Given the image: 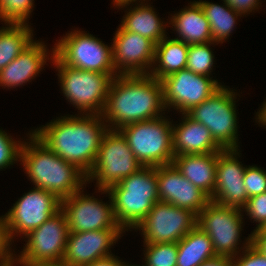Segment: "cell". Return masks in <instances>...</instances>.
Wrapping results in <instances>:
<instances>
[{"mask_svg":"<svg viewBox=\"0 0 266 266\" xmlns=\"http://www.w3.org/2000/svg\"><path fill=\"white\" fill-rule=\"evenodd\" d=\"M155 46L150 39L128 32L120 25L111 45L115 71L120 69V75L149 74L148 70L154 63Z\"/></svg>","mask_w":266,"mask_h":266,"instance_id":"obj_16","label":"cell"},{"mask_svg":"<svg viewBox=\"0 0 266 266\" xmlns=\"http://www.w3.org/2000/svg\"><path fill=\"white\" fill-rule=\"evenodd\" d=\"M242 211L210 201L197 215V226L210 237L217 256H237Z\"/></svg>","mask_w":266,"mask_h":266,"instance_id":"obj_11","label":"cell"},{"mask_svg":"<svg viewBox=\"0 0 266 266\" xmlns=\"http://www.w3.org/2000/svg\"><path fill=\"white\" fill-rule=\"evenodd\" d=\"M229 4L236 12L250 14L255 9H258L259 0H223Z\"/></svg>","mask_w":266,"mask_h":266,"instance_id":"obj_37","label":"cell"},{"mask_svg":"<svg viewBox=\"0 0 266 266\" xmlns=\"http://www.w3.org/2000/svg\"><path fill=\"white\" fill-rule=\"evenodd\" d=\"M21 266H70L63 261L58 262H40L32 265H21Z\"/></svg>","mask_w":266,"mask_h":266,"instance_id":"obj_42","label":"cell"},{"mask_svg":"<svg viewBox=\"0 0 266 266\" xmlns=\"http://www.w3.org/2000/svg\"><path fill=\"white\" fill-rule=\"evenodd\" d=\"M244 254L235 260V257L232 258L234 266H266V257L258 252L251 245V236L246 239L244 244Z\"/></svg>","mask_w":266,"mask_h":266,"instance_id":"obj_36","label":"cell"},{"mask_svg":"<svg viewBox=\"0 0 266 266\" xmlns=\"http://www.w3.org/2000/svg\"><path fill=\"white\" fill-rule=\"evenodd\" d=\"M144 266H176L178 257L177 243L145 244Z\"/></svg>","mask_w":266,"mask_h":266,"instance_id":"obj_30","label":"cell"},{"mask_svg":"<svg viewBox=\"0 0 266 266\" xmlns=\"http://www.w3.org/2000/svg\"><path fill=\"white\" fill-rule=\"evenodd\" d=\"M140 5L132 10L130 7V11H127L121 21V26L128 32H134L158 44L167 36L163 22L158 18L153 7L146 3L144 5L140 3Z\"/></svg>","mask_w":266,"mask_h":266,"instance_id":"obj_26","label":"cell"},{"mask_svg":"<svg viewBox=\"0 0 266 266\" xmlns=\"http://www.w3.org/2000/svg\"><path fill=\"white\" fill-rule=\"evenodd\" d=\"M211 44L214 42L189 45L186 69L195 74L210 76L214 64V55L209 47Z\"/></svg>","mask_w":266,"mask_h":266,"instance_id":"obj_29","label":"cell"},{"mask_svg":"<svg viewBox=\"0 0 266 266\" xmlns=\"http://www.w3.org/2000/svg\"><path fill=\"white\" fill-rule=\"evenodd\" d=\"M243 183L248 198L266 192V171L257 166L246 167Z\"/></svg>","mask_w":266,"mask_h":266,"instance_id":"obj_32","label":"cell"},{"mask_svg":"<svg viewBox=\"0 0 266 266\" xmlns=\"http://www.w3.org/2000/svg\"><path fill=\"white\" fill-rule=\"evenodd\" d=\"M251 245L266 257V228L262 227L252 232Z\"/></svg>","mask_w":266,"mask_h":266,"instance_id":"obj_38","label":"cell"},{"mask_svg":"<svg viewBox=\"0 0 266 266\" xmlns=\"http://www.w3.org/2000/svg\"><path fill=\"white\" fill-rule=\"evenodd\" d=\"M30 29L28 23H8L0 29V71L34 41Z\"/></svg>","mask_w":266,"mask_h":266,"instance_id":"obj_27","label":"cell"},{"mask_svg":"<svg viewBox=\"0 0 266 266\" xmlns=\"http://www.w3.org/2000/svg\"><path fill=\"white\" fill-rule=\"evenodd\" d=\"M68 234L67 220L60 210L25 236L28 241L16 262L20 265H32L62 261Z\"/></svg>","mask_w":266,"mask_h":266,"instance_id":"obj_12","label":"cell"},{"mask_svg":"<svg viewBox=\"0 0 266 266\" xmlns=\"http://www.w3.org/2000/svg\"><path fill=\"white\" fill-rule=\"evenodd\" d=\"M21 146L22 142L17 143L5 131L0 130V170L20 159Z\"/></svg>","mask_w":266,"mask_h":266,"instance_id":"obj_33","label":"cell"},{"mask_svg":"<svg viewBox=\"0 0 266 266\" xmlns=\"http://www.w3.org/2000/svg\"><path fill=\"white\" fill-rule=\"evenodd\" d=\"M100 191L108 193L110 204L84 195L81 190L61 200V211L65 214L69 232L122 229L116 221L113 201L108 189H100Z\"/></svg>","mask_w":266,"mask_h":266,"instance_id":"obj_13","label":"cell"},{"mask_svg":"<svg viewBox=\"0 0 266 266\" xmlns=\"http://www.w3.org/2000/svg\"><path fill=\"white\" fill-rule=\"evenodd\" d=\"M207 18L212 41L214 43H222L227 39L236 23L238 16L241 13L236 12L229 4L224 1V6L213 4L207 1L198 2Z\"/></svg>","mask_w":266,"mask_h":266,"instance_id":"obj_28","label":"cell"},{"mask_svg":"<svg viewBox=\"0 0 266 266\" xmlns=\"http://www.w3.org/2000/svg\"><path fill=\"white\" fill-rule=\"evenodd\" d=\"M238 149L218 152L216 185L210 201L219 205L243 210L248 196L243 183L246 167L237 159Z\"/></svg>","mask_w":266,"mask_h":266,"instance_id":"obj_17","label":"cell"},{"mask_svg":"<svg viewBox=\"0 0 266 266\" xmlns=\"http://www.w3.org/2000/svg\"><path fill=\"white\" fill-rule=\"evenodd\" d=\"M108 192L121 228H136L159 201L156 167L143 166L120 183L112 185Z\"/></svg>","mask_w":266,"mask_h":266,"instance_id":"obj_4","label":"cell"},{"mask_svg":"<svg viewBox=\"0 0 266 266\" xmlns=\"http://www.w3.org/2000/svg\"><path fill=\"white\" fill-rule=\"evenodd\" d=\"M196 226L195 213L159 200L135 230H142L144 244L178 243Z\"/></svg>","mask_w":266,"mask_h":266,"instance_id":"obj_10","label":"cell"},{"mask_svg":"<svg viewBox=\"0 0 266 266\" xmlns=\"http://www.w3.org/2000/svg\"><path fill=\"white\" fill-rule=\"evenodd\" d=\"M123 231V229H102L69 232L62 261L70 266H85L111 257L113 255L109 250L121 237Z\"/></svg>","mask_w":266,"mask_h":266,"instance_id":"obj_18","label":"cell"},{"mask_svg":"<svg viewBox=\"0 0 266 266\" xmlns=\"http://www.w3.org/2000/svg\"><path fill=\"white\" fill-rule=\"evenodd\" d=\"M247 212L253 221H256L257 227L255 230L265 227L266 225V192L248 198L243 210Z\"/></svg>","mask_w":266,"mask_h":266,"instance_id":"obj_34","label":"cell"},{"mask_svg":"<svg viewBox=\"0 0 266 266\" xmlns=\"http://www.w3.org/2000/svg\"><path fill=\"white\" fill-rule=\"evenodd\" d=\"M189 45L177 39L164 37L155 46L154 64L158 66L152 68L149 75L161 80L177 71L186 69Z\"/></svg>","mask_w":266,"mask_h":266,"instance_id":"obj_24","label":"cell"},{"mask_svg":"<svg viewBox=\"0 0 266 266\" xmlns=\"http://www.w3.org/2000/svg\"><path fill=\"white\" fill-rule=\"evenodd\" d=\"M85 266H126V263L118 260L117 256L114 257L113 255L111 257L95 261Z\"/></svg>","mask_w":266,"mask_h":266,"instance_id":"obj_40","label":"cell"},{"mask_svg":"<svg viewBox=\"0 0 266 266\" xmlns=\"http://www.w3.org/2000/svg\"><path fill=\"white\" fill-rule=\"evenodd\" d=\"M160 81L165 108L174 107L182 114L201 104L222 86L210 76L195 74L188 69L172 73Z\"/></svg>","mask_w":266,"mask_h":266,"instance_id":"obj_14","label":"cell"},{"mask_svg":"<svg viewBox=\"0 0 266 266\" xmlns=\"http://www.w3.org/2000/svg\"><path fill=\"white\" fill-rule=\"evenodd\" d=\"M176 266H200L217 255L210 237L198 226L189 231L178 243Z\"/></svg>","mask_w":266,"mask_h":266,"instance_id":"obj_25","label":"cell"},{"mask_svg":"<svg viewBox=\"0 0 266 266\" xmlns=\"http://www.w3.org/2000/svg\"><path fill=\"white\" fill-rule=\"evenodd\" d=\"M182 115L183 120L179 125L172 124L174 156L218 153L223 150L202 123L194 121L187 114Z\"/></svg>","mask_w":266,"mask_h":266,"instance_id":"obj_20","label":"cell"},{"mask_svg":"<svg viewBox=\"0 0 266 266\" xmlns=\"http://www.w3.org/2000/svg\"><path fill=\"white\" fill-rule=\"evenodd\" d=\"M135 1L137 0H114L113 4H115V6L123 8V7H126L127 5H130V3L135 2Z\"/></svg>","mask_w":266,"mask_h":266,"instance_id":"obj_43","label":"cell"},{"mask_svg":"<svg viewBox=\"0 0 266 266\" xmlns=\"http://www.w3.org/2000/svg\"><path fill=\"white\" fill-rule=\"evenodd\" d=\"M11 241L8 225L2 216L0 217V266H15L16 258L9 248Z\"/></svg>","mask_w":266,"mask_h":266,"instance_id":"obj_35","label":"cell"},{"mask_svg":"<svg viewBox=\"0 0 266 266\" xmlns=\"http://www.w3.org/2000/svg\"><path fill=\"white\" fill-rule=\"evenodd\" d=\"M34 0H0V20L5 24H26Z\"/></svg>","mask_w":266,"mask_h":266,"instance_id":"obj_31","label":"cell"},{"mask_svg":"<svg viewBox=\"0 0 266 266\" xmlns=\"http://www.w3.org/2000/svg\"><path fill=\"white\" fill-rule=\"evenodd\" d=\"M179 13L171 17L170 24L179 34L177 40L188 45L204 44L212 41L210 25L198 1L190 3ZM181 36V38H180Z\"/></svg>","mask_w":266,"mask_h":266,"instance_id":"obj_23","label":"cell"},{"mask_svg":"<svg viewBox=\"0 0 266 266\" xmlns=\"http://www.w3.org/2000/svg\"><path fill=\"white\" fill-rule=\"evenodd\" d=\"M218 153L174 156L172 164L211 200L216 185Z\"/></svg>","mask_w":266,"mask_h":266,"instance_id":"obj_22","label":"cell"},{"mask_svg":"<svg viewBox=\"0 0 266 266\" xmlns=\"http://www.w3.org/2000/svg\"><path fill=\"white\" fill-rule=\"evenodd\" d=\"M29 135L31 142L22 143L19 160L35 188L51 192L60 200L82 190L86 174L51 151L33 133Z\"/></svg>","mask_w":266,"mask_h":266,"instance_id":"obj_3","label":"cell"},{"mask_svg":"<svg viewBox=\"0 0 266 266\" xmlns=\"http://www.w3.org/2000/svg\"><path fill=\"white\" fill-rule=\"evenodd\" d=\"M42 42L33 41L0 71V86H22L35 77L46 63L48 52Z\"/></svg>","mask_w":266,"mask_h":266,"instance_id":"obj_21","label":"cell"},{"mask_svg":"<svg viewBox=\"0 0 266 266\" xmlns=\"http://www.w3.org/2000/svg\"><path fill=\"white\" fill-rule=\"evenodd\" d=\"M119 131L125 137L133 155L143 166H164L173 162L172 123L161 116L131 123Z\"/></svg>","mask_w":266,"mask_h":266,"instance_id":"obj_5","label":"cell"},{"mask_svg":"<svg viewBox=\"0 0 266 266\" xmlns=\"http://www.w3.org/2000/svg\"><path fill=\"white\" fill-rule=\"evenodd\" d=\"M54 46V57L70 67L106 74H117L112 47L83 31L70 32Z\"/></svg>","mask_w":266,"mask_h":266,"instance_id":"obj_9","label":"cell"},{"mask_svg":"<svg viewBox=\"0 0 266 266\" xmlns=\"http://www.w3.org/2000/svg\"><path fill=\"white\" fill-rule=\"evenodd\" d=\"M159 200L198 215L210 202V198L185 178L173 164L157 166Z\"/></svg>","mask_w":266,"mask_h":266,"instance_id":"obj_19","label":"cell"},{"mask_svg":"<svg viewBox=\"0 0 266 266\" xmlns=\"http://www.w3.org/2000/svg\"><path fill=\"white\" fill-rule=\"evenodd\" d=\"M142 167L123 134L119 130L108 129L103 135L96 160L86 178L87 182L96 179L98 190L109 189Z\"/></svg>","mask_w":266,"mask_h":266,"instance_id":"obj_7","label":"cell"},{"mask_svg":"<svg viewBox=\"0 0 266 266\" xmlns=\"http://www.w3.org/2000/svg\"><path fill=\"white\" fill-rule=\"evenodd\" d=\"M61 210V200L51 192L35 188L24 194L4 215L11 239L28 235Z\"/></svg>","mask_w":266,"mask_h":266,"instance_id":"obj_15","label":"cell"},{"mask_svg":"<svg viewBox=\"0 0 266 266\" xmlns=\"http://www.w3.org/2000/svg\"><path fill=\"white\" fill-rule=\"evenodd\" d=\"M164 109L160 80L149 74H119L110 83L101 117L109 122L108 129L119 130L131 123L161 117L159 113Z\"/></svg>","mask_w":266,"mask_h":266,"instance_id":"obj_1","label":"cell"},{"mask_svg":"<svg viewBox=\"0 0 266 266\" xmlns=\"http://www.w3.org/2000/svg\"><path fill=\"white\" fill-rule=\"evenodd\" d=\"M236 93L221 86L186 114L210 130L214 141L224 149H238Z\"/></svg>","mask_w":266,"mask_h":266,"instance_id":"obj_8","label":"cell"},{"mask_svg":"<svg viewBox=\"0 0 266 266\" xmlns=\"http://www.w3.org/2000/svg\"><path fill=\"white\" fill-rule=\"evenodd\" d=\"M107 130L101 115L85 114L82 117L62 116L32 133L51 151L87 175Z\"/></svg>","mask_w":266,"mask_h":266,"instance_id":"obj_2","label":"cell"},{"mask_svg":"<svg viewBox=\"0 0 266 266\" xmlns=\"http://www.w3.org/2000/svg\"><path fill=\"white\" fill-rule=\"evenodd\" d=\"M52 52L51 60H53L52 63L58 69V77L60 78L64 96L73 106H77L76 108L81 110L83 114L101 115L105 107L110 83L119 74H106L76 69L61 64L54 57L53 48Z\"/></svg>","mask_w":266,"mask_h":266,"instance_id":"obj_6","label":"cell"},{"mask_svg":"<svg viewBox=\"0 0 266 266\" xmlns=\"http://www.w3.org/2000/svg\"><path fill=\"white\" fill-rule=\"evenodd\" d=\"M200 266H234L232 258L226 256H216L203 262Z\"/></svg>","mask_w":266,"mask_h":266,"instance_id":"obj_39","label":"cell"},{"mask_svg":"<svg viewBox=\"0 0 266 266\" xmlns=\"http://www.w3.org/2000/svg\"><path fill=\"white\" fill-rule=\"evenodd\" d=\"M258 123L266 126V102L262 105V108L257 112Z\"/></svg>","mask_w":266,"mask_h":266,"instance_id":"obj_41","label":"cell"}]
</instances>
